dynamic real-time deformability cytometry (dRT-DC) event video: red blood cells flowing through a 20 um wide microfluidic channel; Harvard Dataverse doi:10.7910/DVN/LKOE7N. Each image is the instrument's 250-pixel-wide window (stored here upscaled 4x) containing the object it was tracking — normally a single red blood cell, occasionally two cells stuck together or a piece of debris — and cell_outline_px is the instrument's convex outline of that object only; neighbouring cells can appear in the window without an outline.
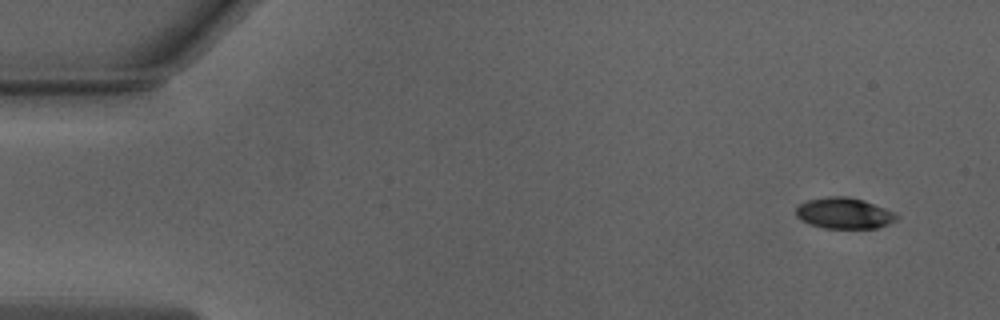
{"species": "Egyptian fruit bat (a non-hibernating species)", "species_latin": "Rousettus aegyptiacus", "temperature_condition": "warm", "stored_images_in_passage": 47, "camera_frame_rate_fps": 3000, "um_per_image_px": 0.085, "animal": {"sex": "male"}, "frame": {"image": 1, "passage_image": 1, "time_ms": 0.0, "image_size_px": [1000, 320], "cell_outline_px": [[900, 216], [896, 220], [888, 224], [876, 228], [824, 228], [808, 224], [800, 220], [796, 216], [796, 208], [800, 204], [808, 200], [828, 196], [848, 196], [864, 200], [896, 212]], "centroid_in_image_um": [71.76, 18.12], "position_along_channel_um": 13.2, "area_um2": 18.38}}
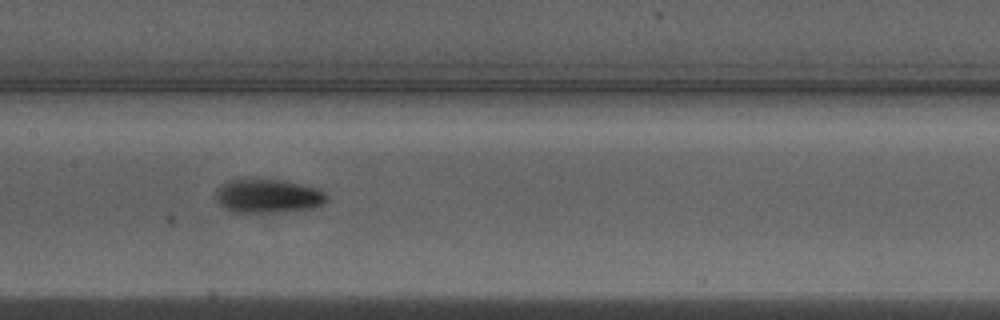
{"frame": {"image": 2, "passage_image": 23, "time_ms": 7.333, "image_size_px": [1000, 320], "cell_outline_px": [[328, 200], [312, 208], [288, 212], [260, 216], [232, 212], [224, 208], [216, 200], [216, 188], [220, 184], [236, 176], [252, 176], [284, 180], [320, 188], [328, 196]], "centroid_in_image_um": [22.7, 16.65], "position_along_channel_um": 184.7, "area_um2": 23.87}}
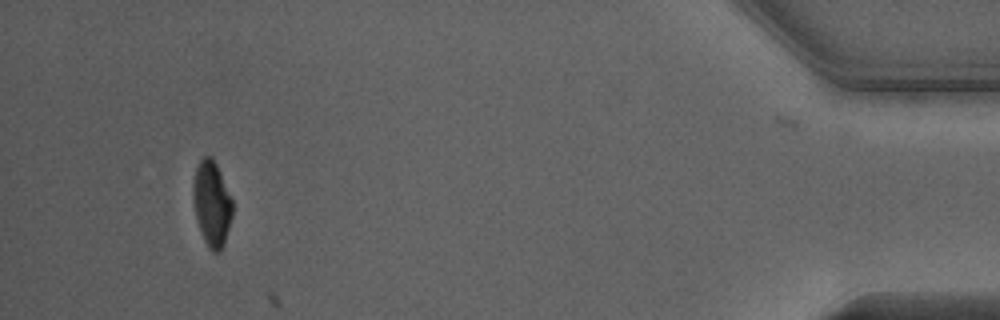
{"frame": {"image": 3, "passage_image": 46, "time_ms": 15.0, "image_size_px": [1000, 320], "cell_outline_px": [[232, 216], [224, 244], [220, 252], [212, 252], [208, 248], [204, 240], [196, 220], [192, 192], [196, 168], [200, 160], [204, 156], [212, 156], [220, 172], [232, 200]], "centroid_in_image_um": [18.0, 17.33], "position_along_channel_um": 417.2, "area_um2": 19.42}}